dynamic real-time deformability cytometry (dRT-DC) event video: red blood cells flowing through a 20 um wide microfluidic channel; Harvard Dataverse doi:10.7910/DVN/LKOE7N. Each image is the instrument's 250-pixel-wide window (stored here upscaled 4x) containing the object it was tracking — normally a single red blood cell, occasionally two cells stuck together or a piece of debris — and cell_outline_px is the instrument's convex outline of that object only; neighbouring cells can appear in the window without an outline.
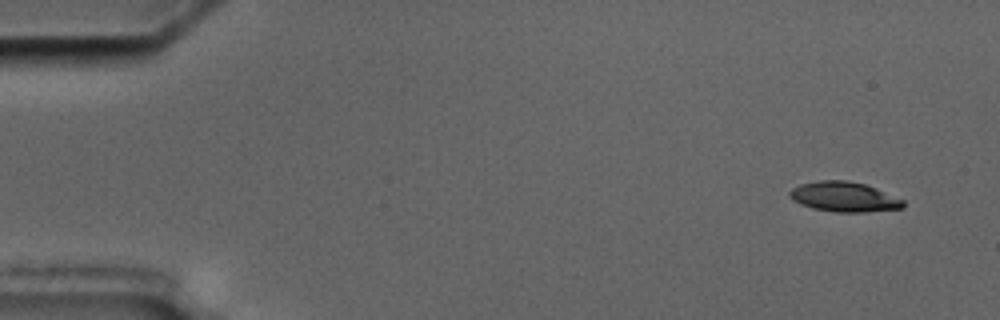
{"species": "common noctule bat (a hibernating species)", "species_latin": "Nyctalus noctula", "temperature_condition": "cold", "stored_images_in_passage": 5, "camera_frame_rate_fps": 3000, "um_per_image_px": 0.085, "animal": {"sex": "male", "body_mass_g": 17.5, "forearm_length_mm": 52.3}, "frame": {"image": 1, "passage_image": 1, "time_ms": 0.0, "image_size_px": [1000, 320], "cell_outline_px": [[904, 208], [864, 212], [836, 212], [812, 208], [800, 204], [792, 200], [788, 196], [788, 192], [792, 188], [800, 184], [820, 180], [844, 180], [864, 184], [876, 188], [904, 200]], "centroid_in_image_um": [71.72, 16.73], "position_along_channel_um": 13.3, "area_um2": 19.83}}
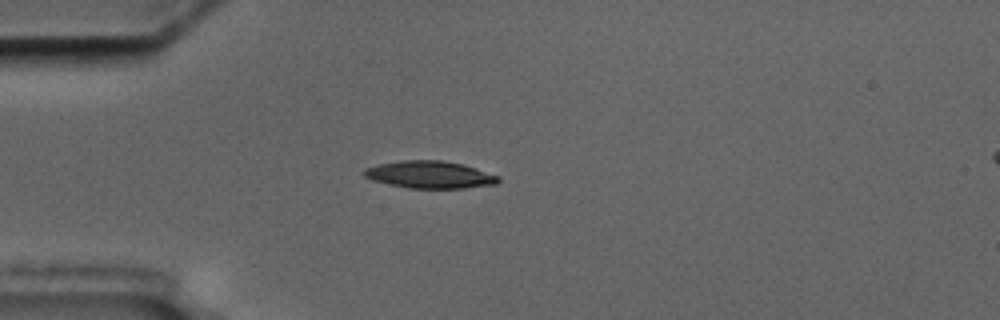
{"frame": {"image": 2, "passage_image": 4, "time_ms": 4.0, "image_size_px": [1000, 320], "cell_outline_px": [[500, 180], [496, 184], [464, 188], [408, 188], [372, 180], [364, 176], [360, 172], [364, 168], [376, 164], [404, 160], [440, 160], [460, 164], [476, 168], [500, 176]], "centroid_in_image_um": [36.49, 14.84], "position_along_channel_um": 48.5, "area_um2": 21.39}}